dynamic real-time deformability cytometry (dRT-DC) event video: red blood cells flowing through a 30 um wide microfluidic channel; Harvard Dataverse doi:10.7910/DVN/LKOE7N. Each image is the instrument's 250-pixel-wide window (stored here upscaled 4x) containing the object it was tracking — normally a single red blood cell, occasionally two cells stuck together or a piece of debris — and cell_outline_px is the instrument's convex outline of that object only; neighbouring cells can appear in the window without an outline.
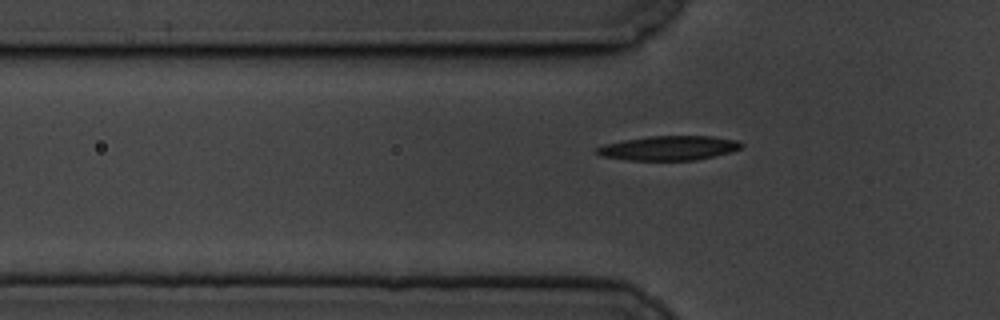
{"species": "common noctule bat (a hibernating species)", "species_latin": "Nyctalus noctula", "temperature_condition": "cold", "stored_images_in_passage": 45, "camera_frame_rate_fps": 3000, "um_per_image_px": 0.085, "animal": {"sex": "male", "body_mass_g": 19.5, "forearm_length_mm": 54.6}, "frame": {"image": 1, "passage_image": 9, "time_ms": 2.667, "image_size_px": [1000, 320], "cell_outline_px": [[744, 144], [740, 148], [732, 152], [696, 160], [628, 160], [600, 156], [592, 152], [596, 148], [604, 144], [624, 140], [648, 136], [712, 136], [736, 140]], "centroid_in_image_um": [56.82, 12.58], "position_along_channel_um": 69.0, "area_um2": 20.69}}
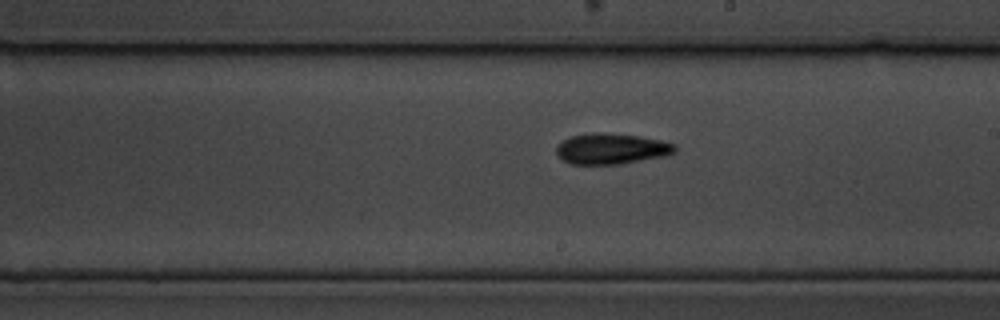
{"frame": {"image": 2, "passage_image": 24, "time_ms": 7.667, "image_size_px": [1000, 320], "cell_outline_px": [[676, 152], [668, 156], [620, 164], [572, 164], [564, 160], [556, 152], [556, 144], [572, 136], [600, 132], [604, 132], [640, 136], [660, 140], [676, 144]], "centroid_in_image_um": [52.02, 12.64], "position_along_channel_um": 237.0, "area_um2": 21.33}}
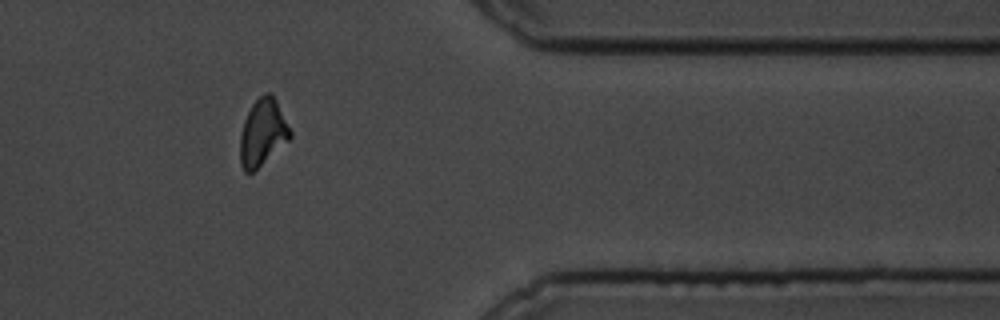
{"frame": {"image": 3, "passage_image": 39, "time_ms": 12.667, "image_size_px": [1000, 320], "cell_outline_px": [[292, 136], [288, 140], [252, 172], [244, 172], [240, 164], [240, 136], [244, 120], [252, 104], [264, 92], [272, 92], [292, 132]], "centroid_in_image_um": [22.32, 11.24], "position_along_channel_um": 389.1, "area_um2": 19.19}, "authors_computed_cell_mechanics": {"area_um2": 20.6924, "velocity_mm_per_s": 3.37, "shape_relaxation_time_tau1_ms": 3.9056, "shape_relaxation_time_tau2_ms": 9.3069, "deformation_change_tau1": 0.1493, "deformation_change_tau2": 0.1647}}